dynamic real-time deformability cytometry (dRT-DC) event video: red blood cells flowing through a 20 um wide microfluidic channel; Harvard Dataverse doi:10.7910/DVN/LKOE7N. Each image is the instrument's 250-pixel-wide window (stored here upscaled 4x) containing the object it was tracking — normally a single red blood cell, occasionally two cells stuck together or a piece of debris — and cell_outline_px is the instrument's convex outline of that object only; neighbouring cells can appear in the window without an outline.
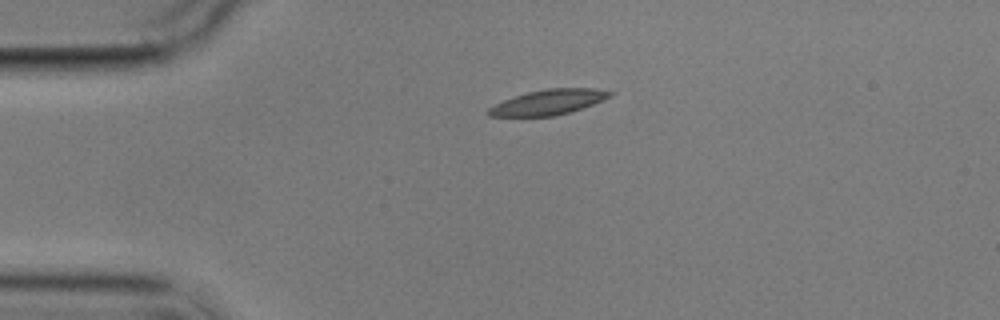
{"species": "common noctule bat (a hibernating species)", "species_latin": "Nyctalus noctula", "temperature_condition": "cold", "stored_images_in_passage": 3, "camera_frame_rate_fps": 3000, "um_per_image_px": 0.085, "animal": {"sex": "male", "body_mass_g": 17.9}, "frame": {"image": 1, "passage_image": 3, "time_ms": 3.0, "image_size_px": [1000, 320], "cell_outline_px": [[616, 92], [612, 96], [592, 104], [568, 112], [552, 116], [488, 116], [488, 108], [504, 100], [528, 92], [548, 88], [596, 88]], "centroid_in_image_um": [46.65, 8.67], "position_along_channel_um": 38.3, "area_um2": 17.51}}